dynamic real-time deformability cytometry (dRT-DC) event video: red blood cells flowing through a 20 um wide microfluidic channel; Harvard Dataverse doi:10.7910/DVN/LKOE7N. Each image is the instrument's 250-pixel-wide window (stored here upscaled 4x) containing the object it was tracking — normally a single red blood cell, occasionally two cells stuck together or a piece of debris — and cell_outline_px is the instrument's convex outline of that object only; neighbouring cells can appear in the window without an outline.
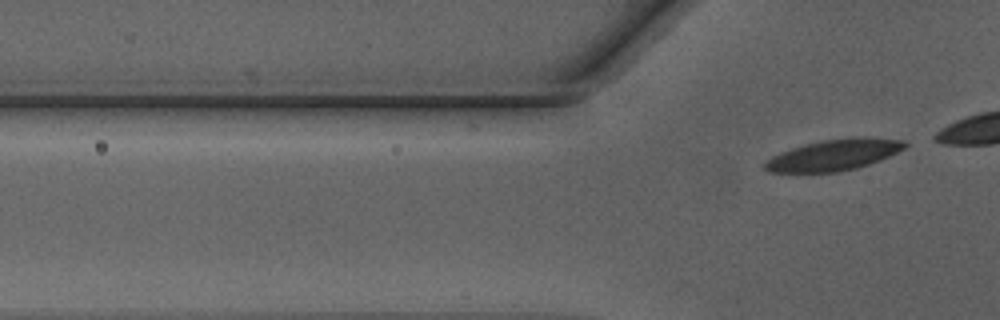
{"species": "Egyptian fruit bat (a non-hibernating species)", "species_latin": "Rousettus aegyptiacus", "temperature_condition": "warm", "stored_images_in_passage": 12, "camera_frame_rate_fps": 3000, "um_per_image_px": 0.085, "animal": {"sex": "male"}, "frame": {"image": 1, "passage_image": 12, "time_ms": 3.667, "image_size_px": [1000, 320], "cell_outline_px": [[908, 144], [904, 148], [880, 160], [856, 168], [836, 172], [768, 172], [764, 168], [764, 164], [772, 156], [780, 152], [804, 144], [824, 140], [852, 136], [860, 136], [904, 140]], "centroid_in_image_um": [70.89, 13.15], "position_along_channel_um": 54.9, "area_um2": 25.26}}